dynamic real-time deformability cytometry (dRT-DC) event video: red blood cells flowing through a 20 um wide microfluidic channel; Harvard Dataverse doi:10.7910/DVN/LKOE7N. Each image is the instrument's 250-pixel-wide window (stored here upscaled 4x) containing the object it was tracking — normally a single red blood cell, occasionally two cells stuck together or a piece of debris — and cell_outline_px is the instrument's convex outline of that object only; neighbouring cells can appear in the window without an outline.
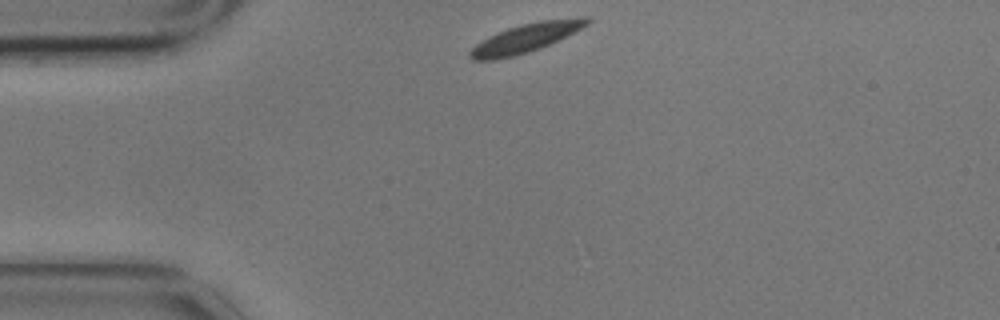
{"species": "common noctule bat (a hibernating species)", "species_latin": "Nyctalus noctula", "temperature_condition": "cold", "stored_images_in_passage": 2, "camera_frame_rate_fps": 3000, "um_per_image_px": 0.085, "animal": {"sex": "male", "body_mass_g": 17.9}, "frame": {"image": 1, "passage_image": 1, "time_ms": 0.0, "image_size_px": [1000, 320], "cell_outline_px": [[592, 20], [588, 24], [540, 48], [528, 52], [496, 60], [472, 60], [468, 56], [468, 52], [476, 44], [508, 28], [540, 20], [576, 16], [592, 16]], "centroid_in_image_um": [44.73, 3.21], "position_along_channel_um": 40.3, "area_um2": 19.31}}